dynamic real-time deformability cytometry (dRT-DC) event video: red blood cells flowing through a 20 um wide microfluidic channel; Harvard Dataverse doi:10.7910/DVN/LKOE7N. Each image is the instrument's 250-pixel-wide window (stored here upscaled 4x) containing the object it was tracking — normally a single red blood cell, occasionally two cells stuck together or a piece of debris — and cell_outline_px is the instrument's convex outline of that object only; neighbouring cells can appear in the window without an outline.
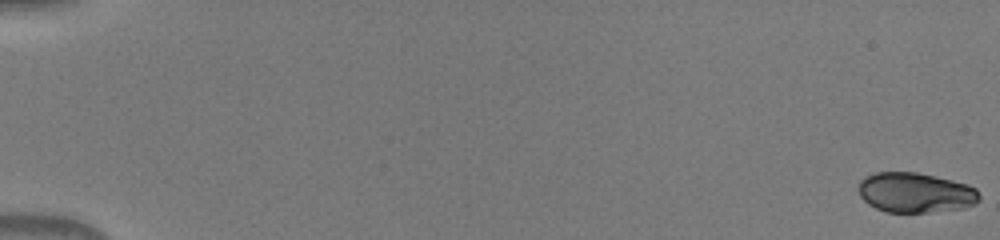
{"species": "human", "species_latin": "Homo sapiens", "temperature_condition": "warm", "stored_images_in_passage": 51, "camera_frame_rate_fps": 3000, "um_per_image_px": 0.085, "donor": {"sex": "male"}, "frame": {"image": 1, "passage_image": 1, "time_ms": 0.0, "image_size_px": [1000, 240], "cell_outline_px": [[980, 200], [976, 204], [964, 208], [928, 212], [884, 212], [868, 204], [860, 196], [860, 180], [864, 176], [876, 172], [916, 172], [952, 180], [968, 184], [976, 188], [980, 196]], "centroid_in_image_um": [77.83, 16.37], "position_along_channel_um": 7.2, "area_um2": 28.26}}
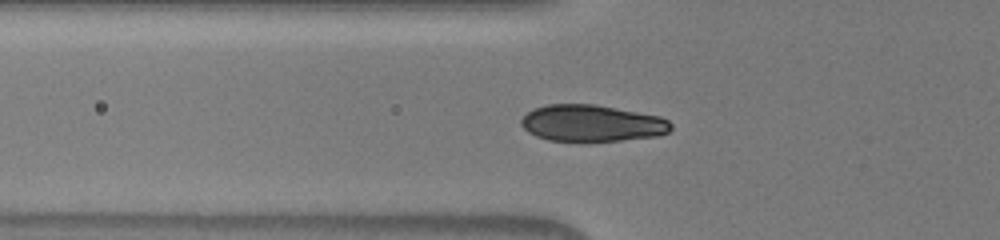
{"frame": {"image": 2, "passage_image": 20, "time_ms": 6.333, "image_size_px": [1000, 240], "cell_outline_px": [[672, 128], [668, 132], [656, 136], [620, 140], [548, 140], [536, 136], [528, 132], [520, 124], [520, 120], [532, 108], [548, 104], [592, 104], [660, 116], [668, 120], [672, 124]], "centroid_in_image_um": [50.29, 10.46], "position_along_channel_um": 75.5, "area_um2": 31.62}}
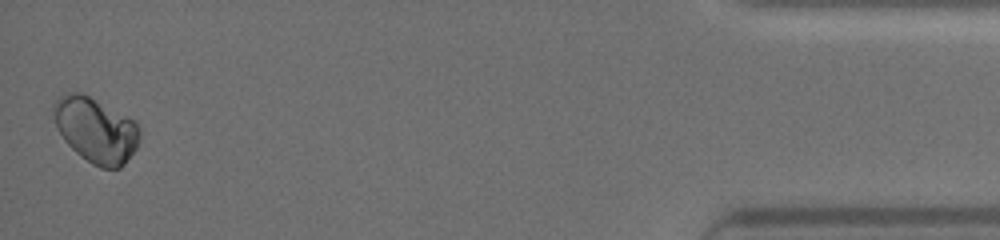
{"frame": {"image": 3, "passage_image": 51, "time_ms": 16.667, "image_size_px": [1000, 240], "cell_outline_px": [[140, 140], [136, 148], [124, 164], [120, 168], [100, 168], [92, 164], [80, 156], [64, 140], [56, 124], [52, 112], [52, 104], [64, 92], [80, 92], [136, 120], [140, 128]], "centroid_in_image_um": [8.15, 11.04], "position_along_channel_um": 427.1, "area_um2": 32.77}}